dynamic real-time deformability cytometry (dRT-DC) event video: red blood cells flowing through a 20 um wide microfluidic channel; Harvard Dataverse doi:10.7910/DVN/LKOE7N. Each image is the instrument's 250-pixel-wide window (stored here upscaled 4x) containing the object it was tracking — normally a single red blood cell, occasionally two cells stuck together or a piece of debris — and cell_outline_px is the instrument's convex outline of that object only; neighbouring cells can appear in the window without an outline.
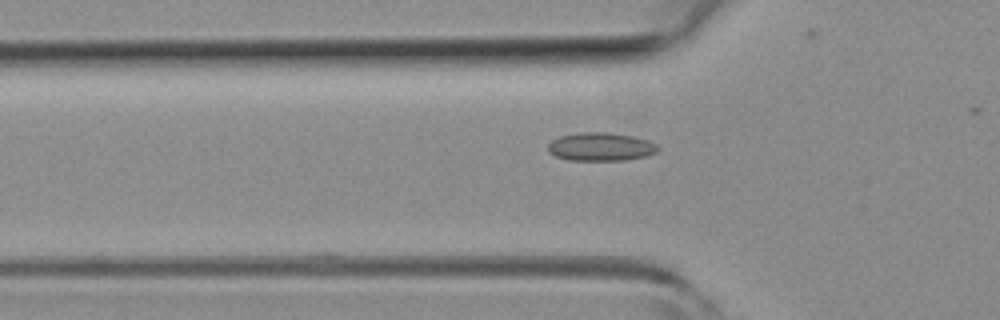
{"species": "common noctule bat (a hibernating species)", "species_latin": "Nyctalus noctula", "temperature_condition": "room temperature", "stored_images_in_passage": 10, "camera_frame_rate_fps": 3000, "um_per_image_px": 0.085, "animal": {"sex": "female", "body_mass_g": 19.3, "forearm_length_mm": 54.1}, "frame": {"image": 1, "passage_image": 5, "time_ms": 1.333, "image_size_px": [1000, 320], "cell_outline_px": [[660, 148], [656, 152], [644, 156], [624, 160], [568, 160], [556, 156], [548, 152], [548, 144], [552, 140], [560, 136], [580, 132], [608, 132], [632, 136], [648, 140], [656, 144]], "centroid_in_image_um": [51.04, 12.47], "position_along_channel_um": 74.8, "area_um2": 18.09}}
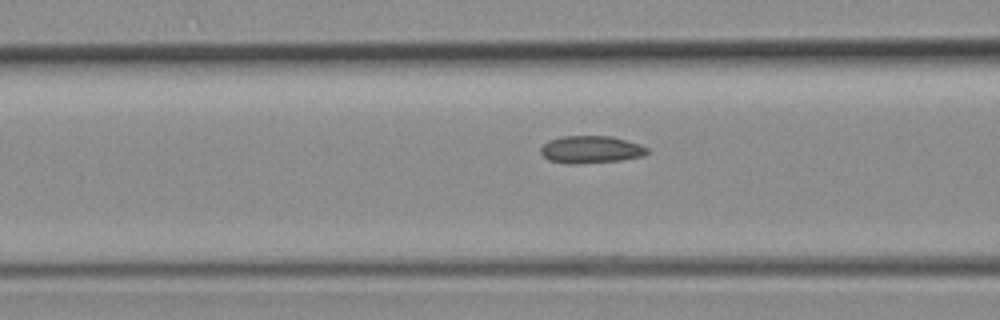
{"frame": {"image": 2, "passage_image": 8, "time_ms": 2.333, "image_size_px": [1000, 320], "cell_outline_px": [[648, 152], [644, 156], [620, 160], [576, 164], [568, 164], [548, 160], [540, 152], [540, 148], [548, 140], [560, 136], [612, 136], [640, 144], [648, 148]], "centroid_in_image_um": [50.21, 12.7], "position_along_channel_um": 116.4, "area_um2": 17.11}}